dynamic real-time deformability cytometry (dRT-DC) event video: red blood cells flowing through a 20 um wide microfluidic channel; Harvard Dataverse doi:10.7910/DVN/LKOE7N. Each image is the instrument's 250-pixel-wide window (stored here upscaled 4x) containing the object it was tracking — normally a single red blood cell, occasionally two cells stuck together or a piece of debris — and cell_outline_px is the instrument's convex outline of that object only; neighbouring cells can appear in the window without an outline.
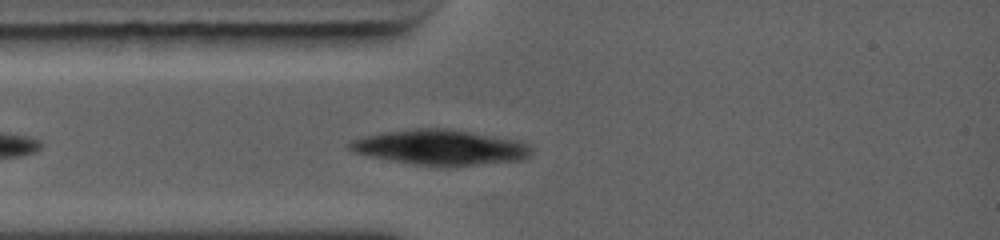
{"species": "common noctule bat (a hibernating species)", "species_latin": "Nyctalus noctula", "temperature_condition": "warm", "stored_images_in_passage": 14, "camera_frame_rate_fps": 5000, "um_per_image_px": 0.085, "animal": {"sex": "female", "body_mass_g": 19.0, "forearm_length_mm": 56.7}, "frame": {"image": 1, "passage_image": 13, "time_ms": 1.4, "image_size_px": [1000, 240], "cell_outline_px": [[520, 152], [516, 156], [468, 164], [416, 164], [396, 160], [368, 152], [356, 148], [356, 144], [364, 140], [412, 132], [452, 132], [504, 144], [520, 148]], "centroid_in_image_um": [37.18, 12.61], "position_along_channel_um": 47.8, "area_um2": 27.28}}